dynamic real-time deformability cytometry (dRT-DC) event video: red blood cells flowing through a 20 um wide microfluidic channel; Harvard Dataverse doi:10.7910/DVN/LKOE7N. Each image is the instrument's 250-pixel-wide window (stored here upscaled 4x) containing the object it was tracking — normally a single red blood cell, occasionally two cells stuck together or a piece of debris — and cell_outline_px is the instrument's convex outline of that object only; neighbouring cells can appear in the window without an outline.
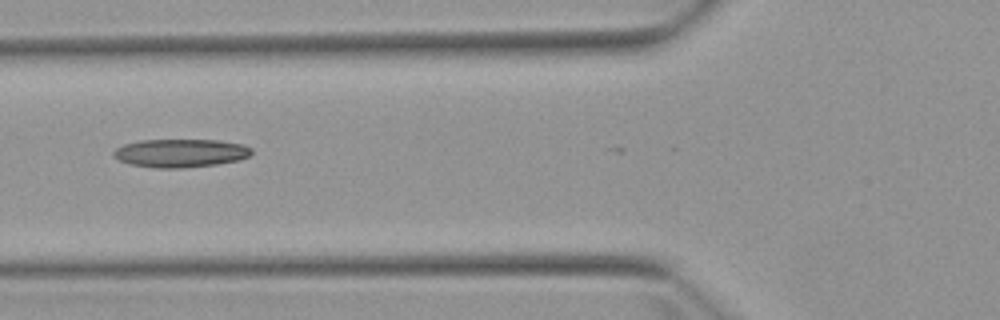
{"species": "Egyptian fruit bat (a non-hibernating species)", "species_latin": "Rousettus aegyptiacus", "temperature_condition": "warm", "stored_images_in_passage": 6, "camera_frame_rate_fps": 3000, "um_per_image_px": 0.085, "animal": {"sex": "female"}, "frame": {"image": 1, "passage_image": 4, "time_ms": 3.667, "image_size_px": [1000, 320], "cell_outline_px": [[252, 152], [248, 156], [236, 160], [216, 164], [184, 168], [156, 168], [128, 164], [112, 156], [112, 152], [116, 148], [124, 144], [140, 140], [220, 140], [244, 144], [252, 148]], "centroid_in_image_um": [15.32, 13.01], "position_along_channel_um": 110.5, "area_um2": 22.83}}